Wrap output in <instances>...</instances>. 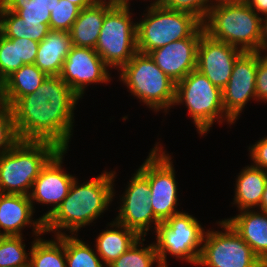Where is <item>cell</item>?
Masks as SVG:
<instances>
[{
  "label": "cell",
  "instance_id": "35",
  "mask_svg": "<svg viewBox=\"0 0 267 267\" xmlns=\"http://www.w3.org/2000/svg\"><path fill=\"white\" fill-rule=\"evenodd\" d=\"M39 42L29 38H17L18 62L34 64Z\"/></svg>",
  "mask_w": 267,
  "mask_h": 267
},
{
  "label": "cell",
  "instance_id": "20",
  "mask_svg": "<svg viewBox=\"0 0 267 267\" xmlns=\"http://www.w3.org/2000/svg\"><path fill=\"white\" fill-rule=\"evenodd\" d=\"M242 210L226 221L267 266V212Z\"/></svg>",
  "mask_w": 267,
  "mask_h": 267
},
{
  "label": "cell",
  "instance_id": "30",
  "mask_svg": "<svg viewBox=\"0 0 267 267\" xmlns=\"http://www.w3.org/2000/svg\"><path fill=\"white\" fill-rule=\"evenodd\" d=\"M22 236H6L0 243V266L29 267L30 256Z\"/></svg>",
  "mask_w": 267,
  "mask_h": 267
},
{
  "label": "cell",
  "instance_id": "38",
  "mask_svg": "<svg viewBox=\"0 0 267 267\" xmlns=\"http://www.w3.org/2000/svg\"><path fill=\"white\" fill-rule=\"evenodd\" d=\"M250 6L258 15L262 13V15H267V0H248L246 3Z\"/></svg>",
  "mask_w": 267,
  "mask_h": 267
},
{
  "label": "cell",
  "instance_id": "21",
  "mask_svg": "<svg viewBox=\"0 0 267 267\" xmlns=\"http://www.w3.org/2000/svg\"><path fill=\"white\" fill-rule=\"evenodd\" d=\"M72 46L69 32L50 30L39 42L34 64L49 76H59Z\"/></svg>",
  "mask_w": 267,
  "mask_h": 267
},
{
  "label": "cell",
  "instance_id": "41",
  "mask_svg": "<svg viewBox=\"0 0 267 267\" xmlns=\"http://www.w3.org/2000/svg\"><path fill=\"white\" fill-rule=\"evenodd\" d=\"M259 209L263 212H267V184H266L265 190H264L263 195H262Z\"/></svg>",
  "mask_w": 267,
  "mask_h": 267
},
{
  "label": "cell",
  "instance_id": "25",
  "mask_svg": "<svg viewBox=\"0 0 267 267\" xmlns=\"http://www.w3.org/2000/svg\"><path fill=\"white\" fill-rule=\"evenodd\" d=\"M0 33L6 38H29L41 42L50 27L41 21H25L15 12L7 10L0 3Z\"/></svg>",
  "mask_w": 267,
  "mask_h": 267
},
{
  "label": "cell",
  "instance_id": "26",
  "mask_svg": "<svg viewBox=\"0 0 267 267\" xmlns=\"http://www.w3.org/2000/svg\"><path fill=\"white\" fill-rule=\"evenodd\" d=\"M29 267H66L64 234L56 240H34L29 252Z\"/></svg>",
  "mask_w": 267,
  "mask_h": 267
},
{
  "label": "cell",
  "instance_id": "24",
  "mask_svg": "<svg viewBox=\"0 0 267 267\" xmlns=\"http://www.w3.org/2000/svg\"><path fill=\"white\" fill-rule=\"evenodd\" d=\"M112 222L110 227L114 226L115 229L102 231L96 239V253L106 266L125 253L141 238L135 231L128 229L117 221Z\"/></svg>",
  "mask_w": 267,
  "mask_h": 267
},
{
  "label": "cell",
  "instance_id": "18",
  "mask_svg": "<svg viewBox=\"0 0 267 267\" xmlns=\"http://www.w3.org/2000/svg\"><path fill=\"white\" fill-rule=\"evenodd\" d=\"M28 195L0 193V228L6 236H22V228L33 225L35 236L44 232V221H32L33 208Z\"/></svg>",
  "mask_w": 267,
  "mask_h": 267
},
{
  "label": "cell",
  "instance_id": "29",
  "mask_svg": "<svg viewBox=\"0 0 267 267\" xmlns=\"http://www.w3.org/2000/svg\"><path fill=\"white\" fill-rule=\"evenodd\" d=\"M55 0H0V3L9 11L15 12L25 21H41L48 24L51 11L48 9L50 2Z\"/></svg>",
  "mask_w": 267,
  "mask_h": 267
},
{
  "label": "cell",
  "instance_id": "7",
  "mask_svg": "<svg viewBox=\"0 0 267 267\" xmlns=\"http://www.w3.org/2000/svg\"><path fill=\"white\" fill-rule=\"evenodd\" d=\"M184 102L200 135L206 134L217 118L234 123L225 113L222 90L197 69L176 83L174 105Z\"/></svg>",
  "mask_w": 267,
  "mask_h": 267
},
{
  "label": "cell",
  "instance_id": "10",
  "mask_svg": "<svg viewBox=\"0 0 267 267\" xmlns=\"http://www.w3.org/2000/svg\"><path fill=\"white\" fill-rule=\"evenodd\" d=\"M225 232H205L196 265L205 267H267L251 247L224 220L218 222Z\"/></svg>",
  "mask_w": 267,
  "mask_h": 267
},
{
  "label": "cell",
  "instance_id": "16",
  "mask_svg": "<svg viewBox=\"0 0 267 267\" xmlns=\"http://www.w3.org/2000/svg\"><path fill=\"white\" fill-rule=\"evenodd\" d=\"M66 151L60 149L47 162L41 169L38 177L34 180L32 192L29 194L32 206L34 200L42 204H53V208L40 217L43 221L61 205L75 179L74 176L64 173L65 171L62 169V159Z\"/></svg>",
  "mask_w": 267,
  "mask_h": 267
},
{
  "label": "cell",
  "instance_id": "32",
  "mask_svg": "<svg viewBox=\"0 0 267 267\" xmlns=\"http://www.w3.org/2000/svg\"><path fill=\"white\" fill-rule=\"evenodd\" d=\"M23 64L18 62L17 38H6L0 33V81L3 82Z\"/></svg>",
  "mask_w": 267,
  "mask_h": 267
},
{
  "label": "cell",
  "instance_id": "37",
  "mask_svg": "<svg viewBox=\"0 0 267 267\" xmlns=\"http://www.w3.org/2000/svg\"><path fill=\"white\" fill-rule=\"evenodd\" d=\"M250 149L253 166L267 171V136L259 140Z\"/></svg>",
  "mask_w": 267,
  "mask_h": 267
},
{
  "label": "cell",
  "instance_id": "36",
  "mask_svg": "<svg viewBox=\"0 0 267 267\" xmlns=\"http://www.w3.org/2000/svg\"><path fill=\"white\" fill-rule=\"evenodd\" d=\"M258 52V68L256 71V100L267 101V55Z\"/></svg>",
  "mask_w": 267,
  "mask_h": 267
},
{
  "label": "cell",
  "instance_id": "11",
  "mask_svg": "<svg viewBox=\"0 0 267 267\" xmlns=\"http://www.w3.org/2000/svg\"><path fill=\"white\" fill-rule=\"evenodd\" d=\"M160 149V150H159ZM159 151V152H158ZM171 157L155 145L138 169L149 181L150 199L154 216L163 222L177 211V183Z\"/></svg>",
  "mask_w": 267,
  "mask_h": 267
},
{
  "label": "cell",
  "instance_id": "40",
  "mask_svg": "<svg viewBox=\"0 0 267 267\" xmlns=\"http://www.w3.org/2000/svg\"><path fill=\"white\" fill-rule=\"evenodd\" d=\"M68 1L77 5L80 9H84L96 4L99 0H68Z\"/></svg>",
  "mask_w": 267,
  "mask_h": 267
},
{
  "label": "cell",
  "instance_id": "43",
  "mask_svg": "<svg viewBox=\"0 0 267 267\" xmlns=\"http://www.w3.org/2000/svg\"><path fill=\"white\" fill-rule=\"evenodd\" d=\"M117 4L121 5H128L129 6V0H115ZM161 0H156L153 2V4H160Z\"/></svg>",
  "mask_w": 267,
  "mask_h": 267
},
{
  "label": "cell",
  "instance_id": "2",
  "mask_svg": "<svg viewBox=\"0 0 267 267\" xmlns=\"http://www.w3.org/2000/svg\"><path fill=\"white\" fill-rule=\"evenodd\" d=\"M114 177L115 172L104 171L82 185L75 178L61 205L44 221V232L55 230V236H60L65 233L59 230L69 229L74 235L81 227L90 225L113 201Z\"/></svg>",
  "mask_w": 267,
  "mask_h": 267
},
{
  "label": "cell",
  "instance_id": "39",
  "mask_svg": "<svg viewBox=\"0 0 267 267\" xmlns=\"http://www.w3.org/2000/svg\"><path fill=\"white\" fill-rule=\"evenodd\" d=\"M263 50H267V15L262 17L260 52Z\"/></svg>",
  "mask_w": 267,
  "mask_h": 267
},
{
  "label": "cell",
  "instance_id": "27",
  "mask_svg": "<svg viewBox=\"0 0 267 267\" xmlns=\"http://www.w3.org/2000/svg\"><path fill=\"white\" fill-rule=\"evenodd\" d=\"M66 267H107L96 252L77 237L64 234Z\"/></svg>",
  "mask_w": 267,
  "mask_h": 267
},
{
  "label": "cell",
  "instance_id": "23",
  "mask_svg": "<svg viewBox=\"0 0 267 267\" xmlns=\"http://www.w3.org/2000/svg\"><path fill=\"white\" fill-rule=\"evenodd\" d=\"M266 184L267 171L253 165L245 167L236 180L234 204L240 211L259 208Z\"/></svg>",
  "mask_w": 267,
  "mask_h": 267
},
{
  "label": "cell",
  "instance_id": "45",
  "mask_svg": "<svg viewBox=\"0 0 267 267\" xmlns=\"http://www.w3.org/2000/svg\"><path fill=\"white\" fill-rule=\"evenodd\" d=\"M6 237V235L0 230V243L2 242V240Z\"/></svg>",
  "mask_w": 267,
  "mask_h": 267
},
{
  "label": "cell",
  "instance_id": "15",
  "mask_svg": "<svg viewBox=\"0 0 267 267\" xmlns=\"http://www.w3.org/2000/svg\"><path fill=\"white\" fill-rule=\"evenodd\" d=\"M242 50L203 33L197 47L196 69L221 90L229 82L232 69Z\"/></svg>",
  "mask_w": 267,
  "mask_h": 267
},
{
  "label": "cell",
  "instance_id": "19",
  "mask_svg": "<svg viewBox=\"0 0 267 267\" xmlns=\"http://www.w3.org/2000/svg\"><path fill=\"white\" fill-rule=\"evenodd\" d=\"M115 4V0H99L96 4L81 9L69 31L72 45L95 49L105 14Z\"/></svg>",
  "mask_w": 267,
  "mask_h": 267
},
{
  "label": "cell",
  "instance_id": "14",
  "mask_svg": "<svg viewBox=\"0 0 267 267\" xmlns=\"http://www.w3.org/2000/svg\"><path fill=\"white\" fill-rule=\"evenodd\" d=\"M107 67L95 49L72 46L59 77L81 98L90 83L110 81Z\"/></svg>",
  "mask_w": 267,
  "mask_h": 267
},
{
  "label": "cell",
  "instance_id": "9",
  "mask_svg": "<svg viewBox=\"0 0 267 267\" xmlns=\"http://www.w3.org/2000/svg\"><path fill=\"white\" fill-rule=\"evenodd\" d=\"M155 231L154 245L161 267H168L167 253L195 265L198 263L205 231L192 215L185 212L174 214L160 222Z\"/></svg>",
  "mask_w": 267,
  "mask_h": 267
},
{
  "label": "cell",
  "instance_id": "4",
  "mask_svg": "<svg viewBox=\"0 0 267 267\" xmlns=\"http://www.w3.org/2000/svg\"><path fill=\"white\" fill-rule=\"evenodd\" d=\"M59 150L51 142L19 140L0 155V193L29 196L41 169Z\"/></svg>",
  "mask_w": 267,
  "mask_h": 267
},
{
  "label": "cell",
  "instance_id": "8",
  "mask_svg": "<svg viewBox=\"0 0 267 267\" xmlns=\"http://www.w3.org/2000/svg\"><path fill=\"white\" fill-rule=\"evenodd\" d=\"M130 14L128 5L117 3L105 14L95 51L110 68L120 70L138 52L137 24Z\"/></svg>",
  "mask_w": 267,
  "mask_h": 267
},
{
  "label": "cell",
  "instance_id": "28",
  "mask_svg": "<svg viewBox=\"0 0 267 267\" xmlns=\"http://www.w3.org/2000/svg\"><path fill=\"white\" fill-rule=\"evenodd\" d=\"M141 240L145 241L144 237L138 239L125 253L107 267H153L154 262H157V267H161L155 245L150 244L142 248L144 244ZM140 244H142L141 247Z\"/></svg>",
  "mask_w": 267,
  "mask_h": 267
},
{
  "label": "cell",
  "instance_id": "13",
  "mask_svg": "<svg viewBox=\"0 0 267 267\" xmlns=\"http://www.w3.org/2000/svg\"><path fill=\"white\" fill-rule=\"evenodd\" d=\"M257 68L258 52H243L233 65L229 82L222 90L225 113L233 122L245 104L256 99Z\"/></svg>",
  "mask_w": 267,
  "mask_h": 267
},
{
  "label": "cell",
  "instance_id": "34",
  "mask_svg": "<svg viewBox=\"0 0 267 267\" xmlns=\"http://www.w3.org/2000/svg\"><path fill=\"white\" fill-rule=\"evenodd\" d=\"M211 1V0H210ZM209 0H161L160 5L168 9L189 12L198 17L202 22L205 20L210 8Z\"/></svg>",
  "mask_w": 267,
  "mask_h": 267
},
{
  "label": "cell",
  "instance_id": "17",
  "mask_svg": "<svg viewBox=\"0 0 267 267\" xmlns=\"http://www.w3.org/2000/svg\"><path fill=\"white\" fill-rule=\"evenodd\" d=\"M203 25L191 36L168 43L149 53L155 64L175 83L196 69L197 47Z\"/></svg>",
  "mask_w": 267,
  "mask_h": 267
},
{
  "label": "cell",
  "instance_id": "42",
  "mask_svg": "<svg viewBox=\"0 0 267 267\" xmlns=\"http://www.w3.org/2000/svg\"><path fill=\"white\" fill-rule=\"evenodd\" d=\"M215 4H245L248 0H215Z\"/></svg>",
  "mask_w": 267,
  "mask_h": 267
},
{
  "label": "cell",
  "instance_id": "6",
  "mask_svg": "<svg viewBox=\"0 0 267 267\" xmlns=\"http://www.w3.org/2000/svg\"><path fill=\"white\" fill-rule=\"evenodd\" d=\"M120 70L122 82L149 108L159 111L174 105L176 83L155 64L149 54L137 52Z\"/></svg>",
  "mask_w": 267,
  "mask_h": 267
},
{
  "label": "cell",
  "instance_id": "5",
  "mask_svg": "<svg viewBox=\"0 0 267 267\" xmlns=\"http://www.w3.org/2000/svg\"><path fill=\"white\" fill-rule=\"evenodd\" d=\"M136 24L138 52L149 54L168 43L191 37L202 26V21L189 12L152 3L144 20Z\"/></svg>",
  "mask_w": 267,
  "mask_h": 267
},
{
  "label": "cell",
  "instance_id": "12",
  "mask_svg": "<svg viewBox=\"0 0 267 267\" xmlns=\"http://www.w3.org/2000/svg\"><path fill=\"white\" fill-rule=\"evenodd\" d=\"M123 196L115 221L135 231L141 238L146 236L152 222L156 229L160 221L154 216L150 204L149 181L139 170L133 174Z\"/></svg>",
  "mask_w": 267,
  "mask_h": 267
},
{
  "label": "cell",
  "instance_id": "3",
  "mask_svg": "<svg viewBox=\"0 0 267 267\" xmlns=\"http://www.w3.org/2000/svg\"><path fill=\"white\" fill-rule=\"evenodd\" d=\"M209 4L212 7L202 22L205 33L243 52H260L262 17L246 3Z\"/></svg>",
  "mask_w": 267,
  "mask_h": 267
},
{
  "label": "cell",
  "instance_id": "44",
  "mask_svg": "<svg viewBox=\"0 0 267 267\" xmlns=\"http://www.w3.org/2000/svg\"><path fill=\"white\" fill-rule=\"evenodd\" d=\"M4 106V101H3V95H2V82L0 81V108Z\"/></svg>",
  "mask_w": 267,
  "mask_h": 267
},
{
  "label": "cell",
  "instance_id": "31",
  "mask_svg": "<svg viewBox=\"0 0 267 267\" xmlns=\"http://www.w3.org/2000/svg\"><path fill=\"white\" fill-rule=\"evenodd\" d=\"M50 14V30L69 32L77 19L80 8L68 0H55L48 5Z\"/></svg>",
  "mask_w": 267,
  "mask_h": 267
},
{
  "label": "cell",
  "instance_id": "22",
  "mask_svg": "<svg viewBox=\"0 0 267 267\" xmlns=\"http://www.w3.org/2000/svg\"><path fill=\"white\" fill-rule=\"evenodd\" d=\"M47 76L35 64L22 65L2 82L4 105L11 107L19 98L34 93Z\"/></svg>",
  "mask_w": 267,
  "mask_h": 267
},
{
  "label": "cell",
  "instance_id": "1",
  "mask_svg": "<svg viewBox=\"0 0 267 267\" xmlns=\"http://www.w3.org/2000/svg\"><path fill=\"white\" fill-rule=\"evenodd\" d=\"M79 98L59 76L48 75L34 93L11 106L19 140L47 141L67 150Z\"/></svg>",
  "mask_w": 267,
  "mask_h": 267
},
{
  "label": "cell",
  "instance_id": "33",
  "mask_svg": "<svg viewBox=\"0 0 267 267\" xmlns=\"http://www.w3.org/2000/svg\"><path fill=\"white\" fill-rule=\"evenodd\" d=\"M19 141L11 107L0 108V155L9 151Z\"/></svg>",
  "mask_w": 267,
  "mask_h": 267
}]
</instances>
